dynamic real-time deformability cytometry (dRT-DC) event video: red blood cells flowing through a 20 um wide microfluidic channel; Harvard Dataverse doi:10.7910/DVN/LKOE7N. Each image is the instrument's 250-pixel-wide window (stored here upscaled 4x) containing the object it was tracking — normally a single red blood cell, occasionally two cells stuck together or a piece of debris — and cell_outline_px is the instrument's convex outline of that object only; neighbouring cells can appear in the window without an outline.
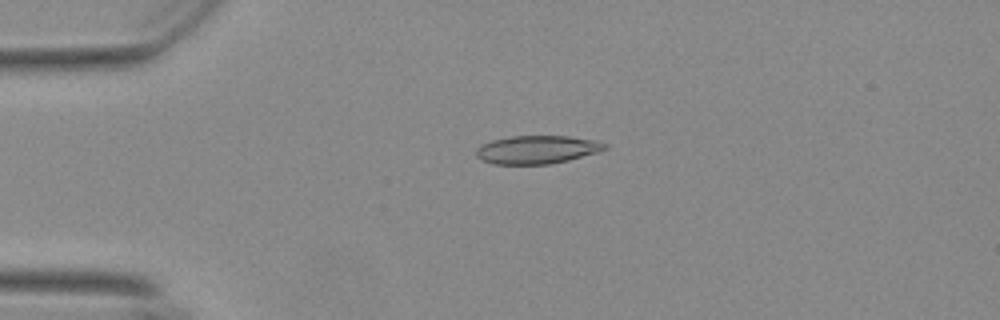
{"species": "Egyptian fruit bat (a non-hibernating species)", "species_latin": "Rousettus aegyptiacus", "temperature_condition": "warm", "stored_images_in_passage": 46, "camera_frame_rate_fps": 3000, "um_per_image_px": 0.085, "animal": {"sex": "female"}, "frame": {"image": 1, "passage_image": 4, "time_ms": 1.0, "image_size_px": [1000, 320], "cell_outline_px": [[608, 148], [596, 152], [568, 160], [548, 164], [492, 164], [480, 160], [476, 156], [476, 148], [480, 144], [492, 140], [512, 136], [568, 136], [592, 140], [608, 144]], "centroid_in_image_um": [45.58, 12.72], "position_along_channel_um": 39.4, "area_um2": 21.1}}
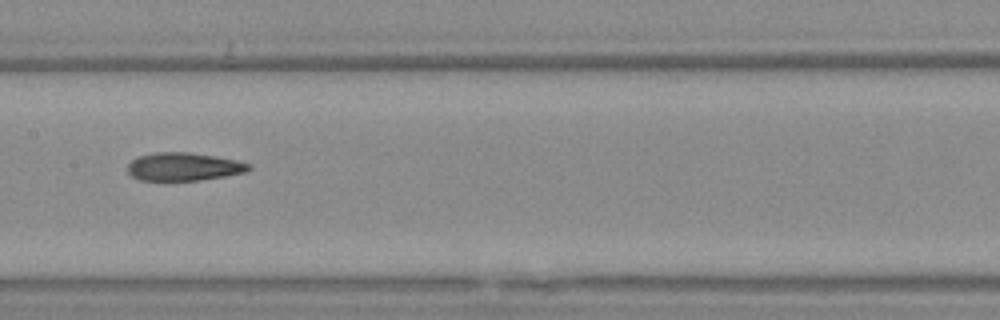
{"frame": {"image": 2, "passage_image": 19, "time_ms": 6.0, "image_size_px": [1000, 320], "cell_outline_px": [[252, 168], [248, 172], [200, 180], [140, 180], [132, 176], [128, 172], [128, 164], [132, 160], [140, 156], [156, 152], [188, 152], [236, 160], [252, 164]], "centroid_in_image_um": [15.65, 14.17], "position_along_channel_um": 191.8, "area_um2": 19.71}}
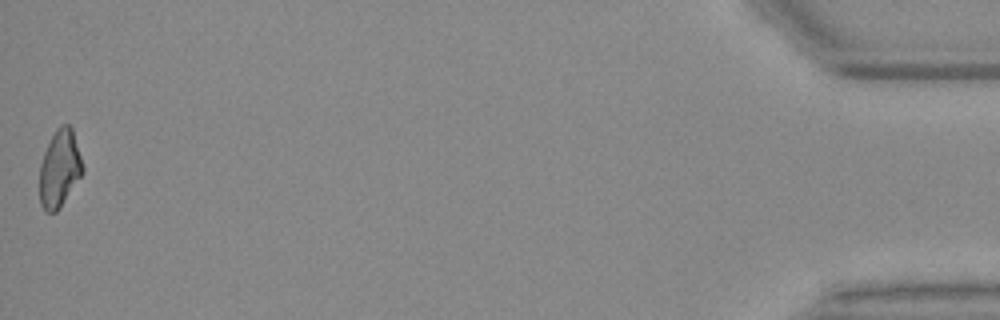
{"frame": {"image": 3, "passage_image": 46, "time_ms": 15.0, "image_size_px": [1000, 320], "cell_outline_px": [[84, 172], [60, 208], [56, 212], [44, 212], [40, 204], [40, 164], [44, 152], [56, 128], [60, 124], [68, 124], [72, 128], [84, 168]], "centroid_in_image_um": [5.07, 14.35], "position_along_channel_um": 430.1, "area_um2": 19.42}, "authors_computed_cell_mechanics": {"area_um2": 20.1722, "velocity_mm_per_s": 3.7026, "shape_relaxation_time_tau1_ms": 7.2782, "shape_relaxation_time_tau2_ms": 3.3069, "deformation_change_tau1": 0.2015, "deformation_change_tau2": 0.1254}}